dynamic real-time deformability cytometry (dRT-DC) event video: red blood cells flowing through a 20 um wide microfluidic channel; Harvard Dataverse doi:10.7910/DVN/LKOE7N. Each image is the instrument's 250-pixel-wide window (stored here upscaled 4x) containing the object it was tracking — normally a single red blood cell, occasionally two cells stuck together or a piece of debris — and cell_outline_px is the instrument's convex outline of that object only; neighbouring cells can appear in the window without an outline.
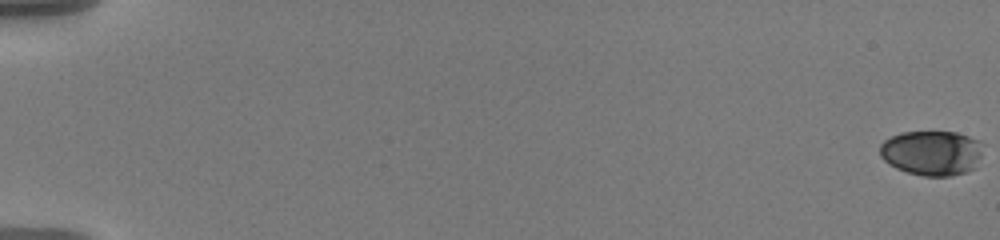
{"species": "human", "species_latin": "Homo sapiens", "temperature_condition": "warm", "stored_images_in_passage": 59, "camera_frame_rate_fps": 3000, "um_per_image_px": 0.085, "donor": {"sex": "male"}, "frame": {"image": 1, "passage_image": 1, "time_ms": 0.0, "image_size_px": [1000, 240], "cell_outline_px": [[980, 156], [976, 168], [952, 176], [924, 176], [908, 172], [896, 168], [888, 164], [880, 156], [880, 144], [884, 140], [900, 132], [956, 132], [980, 140]], "centroid_in_image_um": [79.18, 13.0], "position_along_channel_um": 5.8, "area_um2": 26.99}}
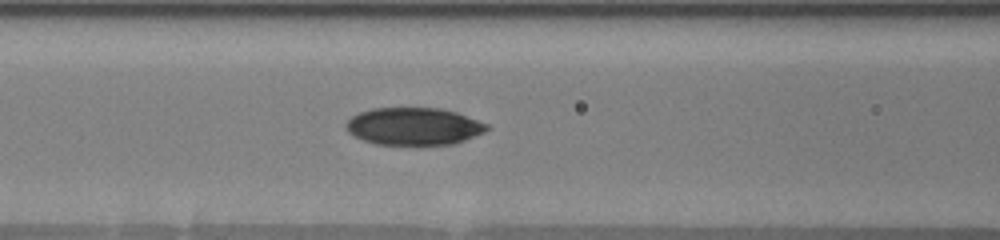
{"frame": {"image": 2, "passage_image": 28, "time_ms": 9.0, "image_size_px": [1000, 240], "cell_outline_px": [[488, 128], [484, 132], [464, 140], [452, 144], [420, 148], [376, 144], [364, 140], [348, 132], [344, 128], [344, 124], [352, 116], [360, 112], [372, 108], [440, 108], [456, 112], [488, 124]], "centroid_in_image_um": [35.15, 10.78], "position_along_channel_um": 131.5, "area_um2": 31.56}}
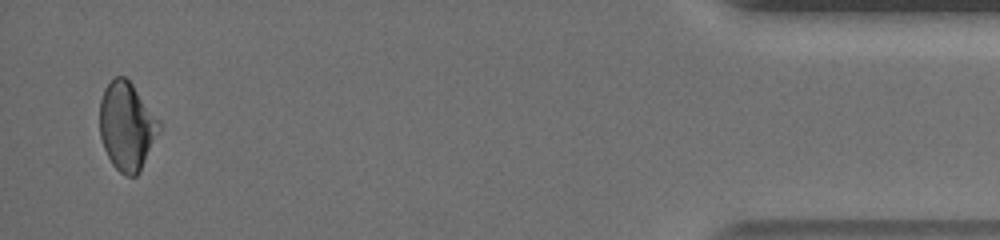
{"frame": {"image": 3, "passage_image": 58, "time_ms": 19.0, "image_size_px": [1000, 240], "cell_outline_px": [[160, 128], [140, 172], [136, 176], [124, 176], [112, 164], [104, 148], [100, 136], [100, 100], [104, 88], [116, 76], [124, 76], [132, 84], [160, 120]], "centroid_in_image_um": [10.77, 10.73], "position_along_channel_um": 424.4, "area_um2": 30.35}, "authors_computed_cell_mechanics": {"area_um2": 30.056, "velocity_mm_per_s": 3.5982, "shape_relaxation_time_tau1_ms": 7.5808, "shape_relaxation_time_tau2_ms": 7.598, "deformation_change_tau1": 0.1685, "deformation_change_tau2": 0.1084}}